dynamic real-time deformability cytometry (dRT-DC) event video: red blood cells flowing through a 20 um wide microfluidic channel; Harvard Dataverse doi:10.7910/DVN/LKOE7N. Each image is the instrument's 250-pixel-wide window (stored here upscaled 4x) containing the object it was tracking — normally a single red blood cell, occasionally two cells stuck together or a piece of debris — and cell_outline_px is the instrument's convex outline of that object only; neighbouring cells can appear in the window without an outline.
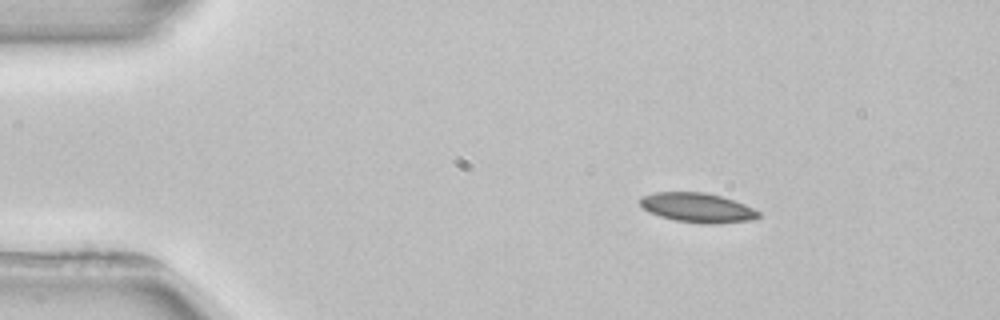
{"species": "common noctule bat (a hibernating species)", "species_latin": "Nyctalus noctula", "temperature_condition": "room temperature", "stored_images_in_passage": 5, "camera_frame_rate_fps": 3000, "um_per_image_px": 0.085, "animal": {"sex": "female", "body_mass_g": 22.7, "forearm_length_mm": 54.2}, "frame": {"image": 1, "passage_image": 2, "time_ms": 1.333, "image_size_px": [1000, 320], "cell_outline_px": [[760, 216], [752, 220], [716, 224], [708, 224], [676, 220], [660, 216], [648, 212], [640, 204], [640, 196], [652, 192], [704, 192], [720, 196], [744, 204], [760, 212]], "centroid_in_image_um": [59.26, 17.65], "position_along_channel_um": 25.7, "area_um2": 20.29}}
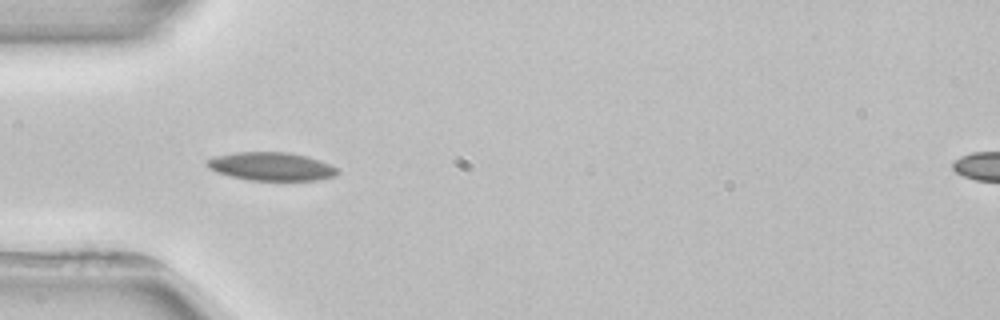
{"frame": {"image": 2, "passage_image": 4, "time_ms": 4.0, "image_size_px": [1000, 320], "cell_outline_px": [[340, 172], [336, 176], [316, 180], [248, 180], [216, 172], [208, 168], [208, 160], [212, 156], [236, 152], [288, 152], [320, 160], [336, 168]], "centroid_in_image_um": [23.05, 14.15], "position_along_channel_um": 61.9, "area_um2": 21.39}}